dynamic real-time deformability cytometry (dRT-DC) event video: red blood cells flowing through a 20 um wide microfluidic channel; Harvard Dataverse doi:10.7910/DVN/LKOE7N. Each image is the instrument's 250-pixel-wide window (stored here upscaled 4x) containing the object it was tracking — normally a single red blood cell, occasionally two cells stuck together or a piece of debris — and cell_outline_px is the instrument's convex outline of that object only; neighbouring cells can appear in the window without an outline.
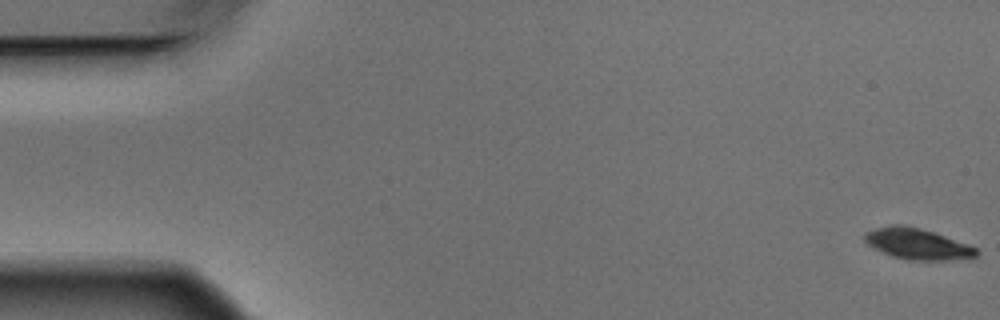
{"species": "Egyptian fruit bat (a non-hibernating species)", "species_latin": "Rousettus aegyptiacus", "temperature_condition": "warm", "stored_images_in_passage": 5, "camera_frame_rate_fps": 3000, "um_per_image_px": 0.085, "animal": {"sex": "male"}, "frame": {"image": 1, "passage_image": 1, "time_ms": 0.0, "image_size_px": [1000, 320], "cell_outline_px": [[980, 252], [976, 256], [944, 260], [908, 260], [892, 256], [872, 248], [864, 240], [864, 232], [876, 228], [920, 228], [968, 244], [976, 248]], "centroid_in_image_um": [77.98, 20.78], "position_along_channel_um": 7.0, "area_um2": 19.25}}